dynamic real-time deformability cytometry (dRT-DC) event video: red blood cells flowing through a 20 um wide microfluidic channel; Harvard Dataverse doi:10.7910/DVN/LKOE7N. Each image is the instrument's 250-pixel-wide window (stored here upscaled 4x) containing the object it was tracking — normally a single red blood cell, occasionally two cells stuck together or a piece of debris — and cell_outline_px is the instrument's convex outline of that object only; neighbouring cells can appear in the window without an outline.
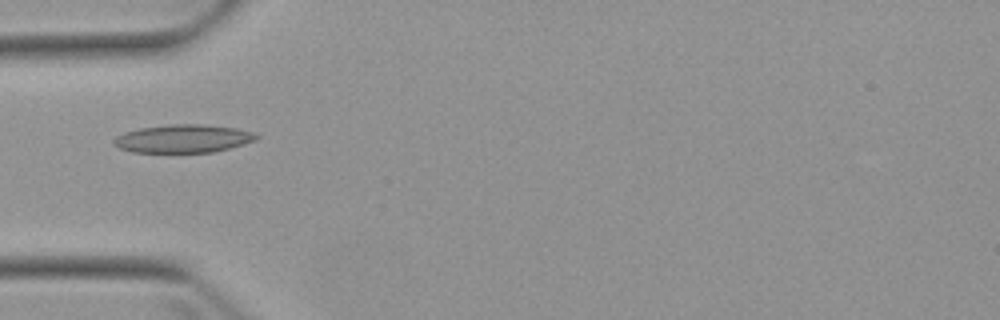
{"species": "Egyptian fruit bat (a non-hibernating species)", "species_latin": "Rousettus aegyptiacus", "temperature_condition": "warm", "stored_images_in_passage": 4, "camera_frame_rate_fps": 3000, "um_per_image_px": 0.085, "animal": {"sex": "female"}, "frame": {"image": 1, "passage_image": 4, "time_ms": 5.0, "image_size_px": [1000, 320], "cell_outline_px": [[260, 136], [256, 140], [244, 144], [212, 152], [132, 152], [120, 148], [112, 144], [112, 140], [116, 136], [124, 132], [140, 128], [168, 124], [204, 124], [236, 128], [252, 132]], "centroid_in_image_um": [15.55, 11.77], "position_along_channel_um": 69.5, "area_um2": 23.41}}